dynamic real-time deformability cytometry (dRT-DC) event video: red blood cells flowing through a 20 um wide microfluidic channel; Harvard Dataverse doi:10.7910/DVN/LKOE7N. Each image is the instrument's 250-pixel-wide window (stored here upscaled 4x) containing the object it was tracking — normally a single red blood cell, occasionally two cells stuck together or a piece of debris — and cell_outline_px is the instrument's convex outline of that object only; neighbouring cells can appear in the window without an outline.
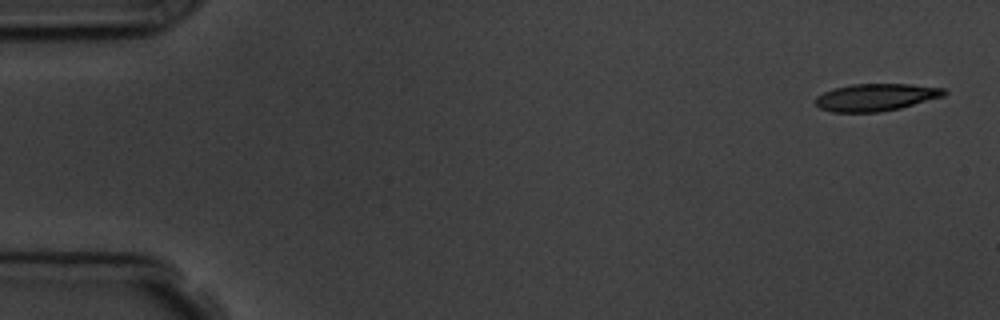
{"species": "common noctule bat (a hibernating species)", "species_latin": "Nyctalus noctula", "temperature_condition": "room temperature", "stored_images_in_passage": 5, "camera_frame_rate_fps": 3000, "um_per_image_px": 0.085, "animal": {"sex": "male", "body_mass_g": 19.5, "forearm_length_mm": 54.6}, "frame": {"image": 1, "passage_image": 1, "time_ms": 0.0, "image_size_px": [1000, 320], "cell_outline_px": [[948, 92], [944, 96], [900, 108], [880, 112], [832, 112], [820, 108], [816, 104], [816, 96], [832, 88], [852, 84], [912, 84], [944, 88]], "centroid_in_image_um": [74.46, 8.26], "position_along_channel_um": 10.5, "area_um2": 20.52}}
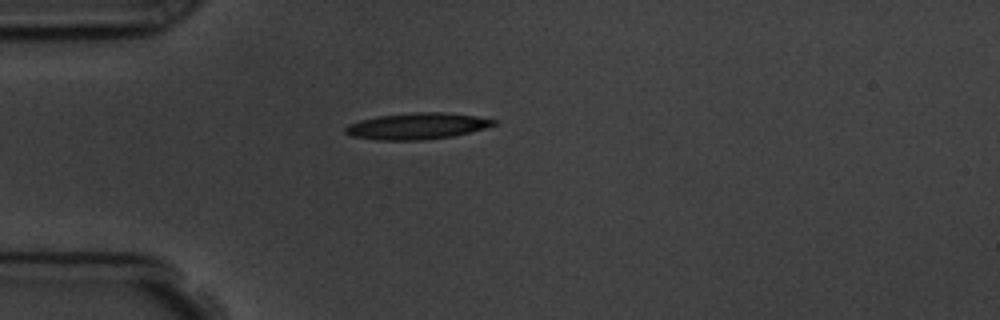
{"frame": {"image": 2, "passage_image": 5, "time_ms": 4.333, "image_size_px": [1000, 320], "cell_outline_px": [[496, 124], [484, 128], [452, 136], [424, 140], [380, 140], [352, 136], [344, 132], [344, 128], [348, 124], [360, 120], [376, 116], [412, 112], [444, 112], [476, 116], [496, 120]], "centroid_in_image_um": [35.41, 10.71], "position_along_channel_um": 49.6, "area_um2": 22.72}}